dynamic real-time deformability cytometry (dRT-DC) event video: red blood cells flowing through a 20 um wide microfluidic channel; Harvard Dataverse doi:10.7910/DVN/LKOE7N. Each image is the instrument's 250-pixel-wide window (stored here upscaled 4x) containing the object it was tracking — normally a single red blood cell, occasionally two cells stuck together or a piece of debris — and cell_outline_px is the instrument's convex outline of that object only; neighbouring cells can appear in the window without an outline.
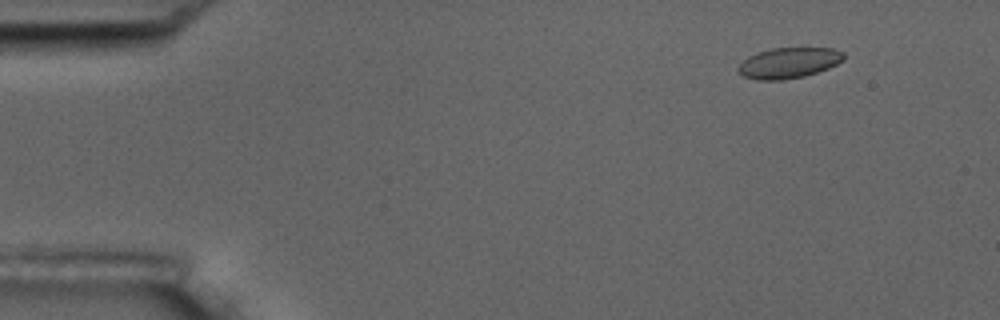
{"species": "common noctule bat (a hibernating species)", "species_latin": "Nyctalus noctula", "temperature_condition": "room temperature", "stored_images_in_passage": 4, "camera_frame_rate_fps": 3000, "um_per_image_px": 0.085, "animal": {"sex": "male", "body_mass_g": 17.5, "forearm_length_mm": 52.3}, "frame": {"image": 1, "passage_image": 1, "time_ms": 0.0, "image_size_px": [1000, 320], "cell_outline_px": [[844, 60], [828, 68], [804, 76], [780, 80], [756, 80], [744, 76], [736, 68], [748, 56], [756, 52], [772, 48], [832, 48], [844, 52]], "centroid_in_image_um": [67.03, 5.34], "position_along_channel_um": 18.0, "area_um2": 18.79}}
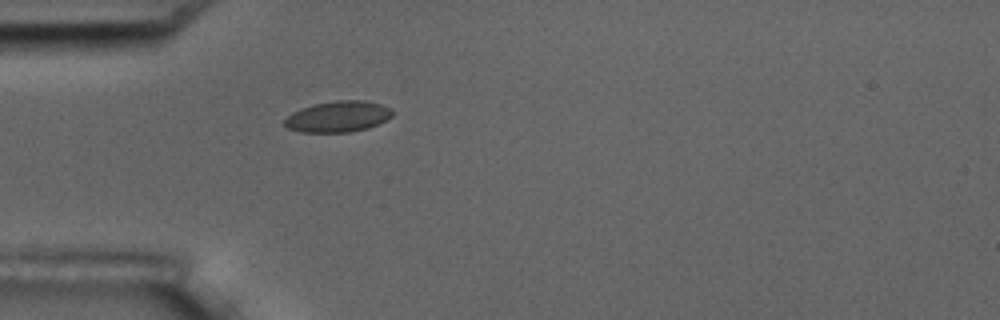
{"frame": {"image": 2, "passage_image": 4, "time_ms": 3.667, "image_size_px": [1000, 320], "cell_outline_px": [[392, 116], [368, 128], [352, 132], [300, 132], [288, 128], [284, 124], [284, 120], [292, 112], [300, 108], [316, 104], [336, 100], [364, 100], [380, 104], [392, 108]], "centroid_in_image_um": [28.72, 9.91], "position_along_channel_um": 56.3, "area_um2": 19.42}}